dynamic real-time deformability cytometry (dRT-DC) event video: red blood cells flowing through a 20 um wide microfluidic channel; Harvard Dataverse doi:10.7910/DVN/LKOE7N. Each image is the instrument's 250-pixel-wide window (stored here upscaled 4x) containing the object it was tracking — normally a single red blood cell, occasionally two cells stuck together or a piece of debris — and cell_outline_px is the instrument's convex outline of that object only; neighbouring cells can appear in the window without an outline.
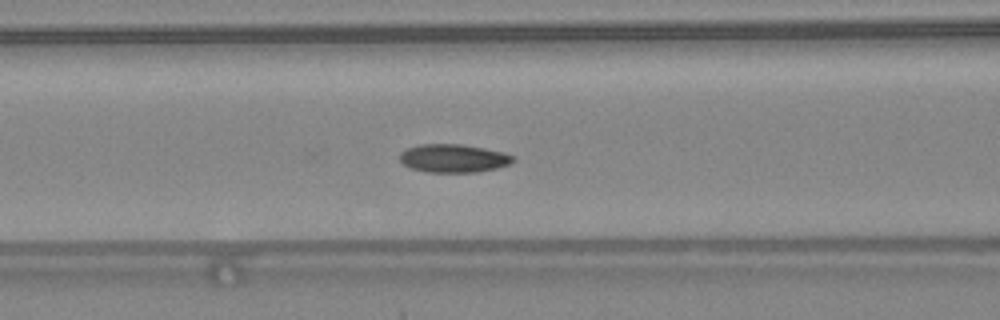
{"species": "common noctule bat (a hibernating species)", "species_latin": "Nyctalus noctula", "temperature_condition": "warm", "stored_images_in_passage": 48, "camera_frame_rate_fps": 3000, "um_per_image_px": 0.085, "animal": {"sex": "female", "body_mass_g": 24.6, "forearm_length_mm": 56.2}, "frame": {"image": 1, "passage_image": 21, "time_ms": 6.667, "image_size_px": [1000, 320], "cell_outline_px": [[516, 160], [512, 164], [496, 168], [476, 172], [428, 172], [412, 168], [404, 164], [400, 160], [400, 152], [408, 148], [420, 144], [460, 144], [484, 148], [504, 152], [516, 156]], "centroid_in_image_um": [38.6, 13.45], "position_along_channel_um": 128.0, "area_um2": 18.73}, "authors_computed_cell_mechanics": {"area_um2": 18.1203, "velocity_mm_per_s": 4.3528, "shape_relaxation_time_tau1_ms": 3.3666, "shape_relaxation_time_tau2_ms": 3.0936, "deformation_change_tau1": 0.1038, "deformation_change_tau2": 0.0747}}